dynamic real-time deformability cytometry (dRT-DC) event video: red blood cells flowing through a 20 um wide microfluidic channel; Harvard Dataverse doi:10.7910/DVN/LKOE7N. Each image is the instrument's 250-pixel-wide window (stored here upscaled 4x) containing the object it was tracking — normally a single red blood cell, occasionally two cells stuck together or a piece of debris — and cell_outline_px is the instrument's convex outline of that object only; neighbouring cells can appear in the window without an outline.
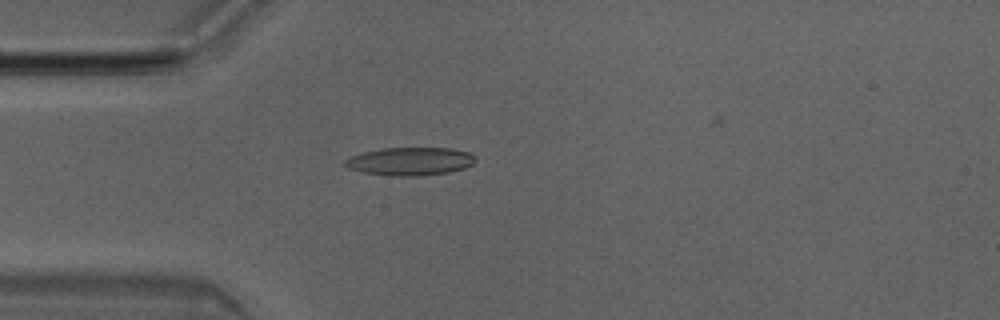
{"species": "Egyptian fruit bat (a non-hibernating species)", "species_latin": "Rousettus aegyptiacus", "temperature_condition": "room temperature", "stored_images_in_passage": 23, "camera_frame_rate_fps": 3000, "um_per_image_px": 0.085, "animal": {"sex": "male"}, "frame": {"image": 1, "passage_image": 1, "time_ms": 0.0, "image_size_px": [1000, 320], "cell_outline_px": [[476, 160], [472, 164], [464, 168], [448, 172], [420, 176], [392, 176], [364, 172], [348, 168], [344, 164], [344, 160], [352, 156], [364, 152], [384, 148], [452, 148], [468, 152], [476, 156]], "centroid_in_image_um": [34.88, 13.71], "position_along_channel_um": 50.1, "area_um2": 21.27}}
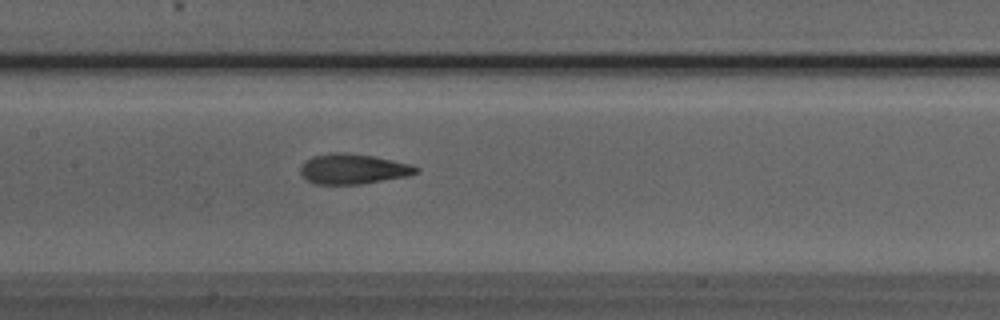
{"frame": {"image": 2, "passage_image": 11, "time_ms": 3.333, "image_size_px": [1000, 320], "cell_outline_px": [[420, 172], [408, 176], [360, 184], [312, 184], [304, 180], [300, 172], [300, 168], [304, 160], [312, 156], [328, 152], [348, 152], [376, 156], [412, 164], [420, 168]], "centroid_in_image_um": [30.0, 14.35], "position_along_channel_um": 177.4, "area_um2": 20.92}}
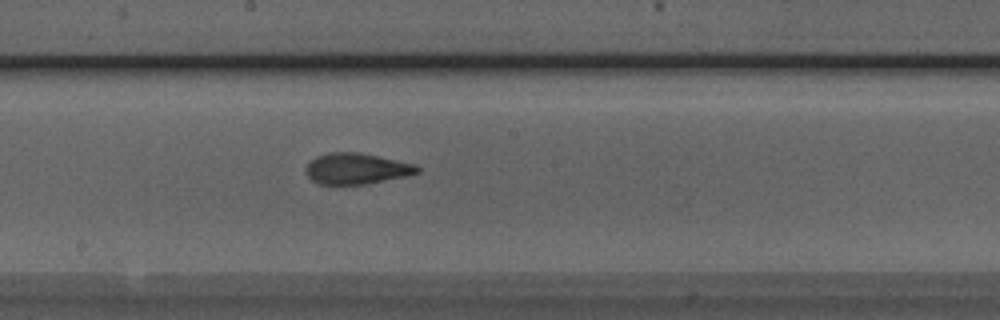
{"frame": {"image": 3, "passage_image": 14, "time_ms": 4.333, "image_size_px": [1000, 320], "cell_outline_px": [[420, 172], [408, 176], [364, 184], [316, 184], [308, 176], [304, 168], [316, 156], [328, 152], [360, 152], [416, 164], [420, 168]], "centroid_in_image_um": [30.31, 14.33], "position_along_channel_um": 217.9, "area_um2": 20.23}}